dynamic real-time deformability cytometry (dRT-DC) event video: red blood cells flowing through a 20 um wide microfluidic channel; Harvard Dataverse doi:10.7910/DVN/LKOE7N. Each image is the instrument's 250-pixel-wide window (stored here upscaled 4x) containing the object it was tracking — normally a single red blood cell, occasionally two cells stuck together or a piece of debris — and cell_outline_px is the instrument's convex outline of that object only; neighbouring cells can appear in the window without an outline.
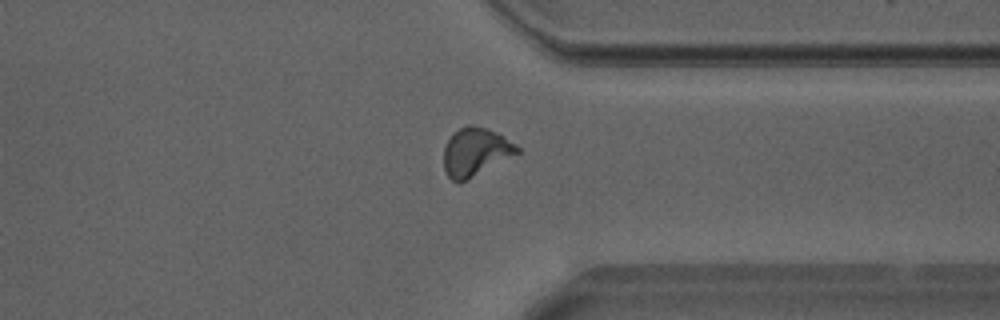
{"species": "Egyptian fruit bat (a non-hibernating species)", "species_latin": "Rousettus aegyptiacus", "temperature_condition": "warm", "stored_images_in_passage": 42, "camera_frame_rate_fps": 3000, "um_per_image_px": 0.085, "animal": {"sex": "male"}, "frame": {"image": 1, "passage_image": 36, "time_ms": 11.667, "image_size_px": [1000, 320], "cell_outline_px": [[520, 152], [460, 184], [456, 184], [448, 176], [444, 168], [444, 148], [448, 140], [460, 128], [468, 124], [472, 124], [496, 132], [516, 144], [520, 148]], "centroid_in_image_um": [40.41, 12.94], "position_along_channel_um": 371.0, "area_um2": 20.52}, "authors_computed_cell_mechanics": {"area_um2": 19.9988, "velocity_mm_per_s": 4.2309, "shape_relaxation_time_tau1_ms": 4.6057, "shape_relaxation_time_tau2_ms": 1.258, "deformation_change_tau1": 0.163, "deformation_change_tau2": 0.0772}}